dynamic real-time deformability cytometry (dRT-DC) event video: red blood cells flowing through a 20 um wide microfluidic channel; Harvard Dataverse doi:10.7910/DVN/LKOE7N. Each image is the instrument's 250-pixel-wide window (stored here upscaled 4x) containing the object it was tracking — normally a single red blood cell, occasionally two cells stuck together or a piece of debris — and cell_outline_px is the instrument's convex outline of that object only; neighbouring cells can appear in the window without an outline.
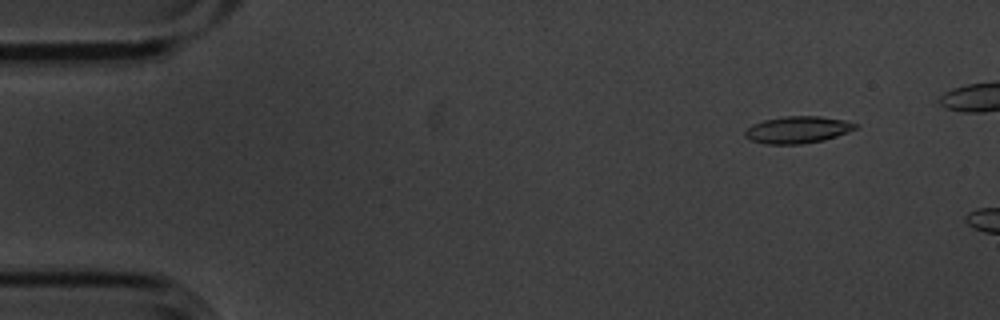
{"species": "common noctule bat (a hibernating species)", "species_latin": "Nyctalus noctula", "temperature_condition": "cold", "stored_images_in_passage": 4, "camera_frame_rate_fps": 3000, "um_per_image_px": 0.085, "animal": {"sex": "male", "body_mass_g": 20.1, "forearm_length_mm": 53.5}, "frame": {"image": 1, "passage_image": 2, "time_ms": 0.333, "image_size_px": [1000, 320], "cell_outline_px": [[856, 128], [848, 132], [824, 140], [800, 144], [768, 144], [752, 140], [744, 136], [744, 132], [752, 124], [764, 120], [784, 116], [820, 116], [844, 120], [856, 124]], "centroid_in_image_um": [67.78, 11.02], "position_along_channel_um": 17.2, "area_um2": 17.17}}